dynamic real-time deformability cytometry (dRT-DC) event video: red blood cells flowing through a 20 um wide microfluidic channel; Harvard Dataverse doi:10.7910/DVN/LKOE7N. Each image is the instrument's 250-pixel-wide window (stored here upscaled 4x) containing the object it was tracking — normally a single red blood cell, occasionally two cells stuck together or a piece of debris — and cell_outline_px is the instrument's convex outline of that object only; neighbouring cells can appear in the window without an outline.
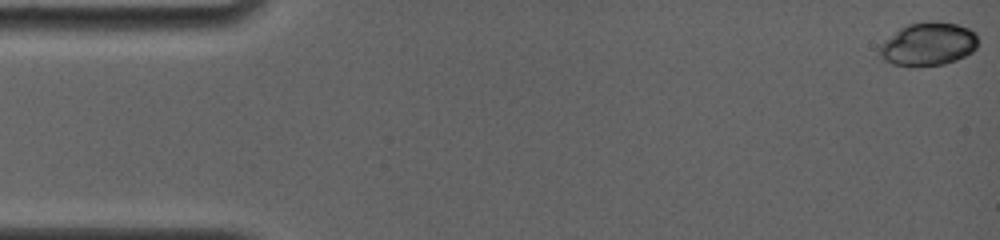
{"species": "common noctule bat (a hibernating species)", "species_latin": "Nyctalus noctula", "temperature_condition": "room temperature", "stored_images_in_passage": 64, "camera_frame_rate_fps": 4000, "um_per_image_px": 0.085, "animal": {"sex": "female", "body_mass_g": 19.0, "forearm_length_mm": 56.7}, "frame": {"image": 1, "passage_image": 1, "time_ms": 0.0, "image_size_px": [1000, 240], "cell_outline_px": [[976, 48], [972, 52], [956, 60], [944, 64], [896, 64], [888, 60], [880, 52], [880, 48], [900, 28], [908, 24], [928, 20], [936, 20], [956, 24], [968, 28], [976, 32]], "centroid_in_image_um": [79.0, 3.69], "position_along_channel_um": 6.0, "area_um2": 23.81}}
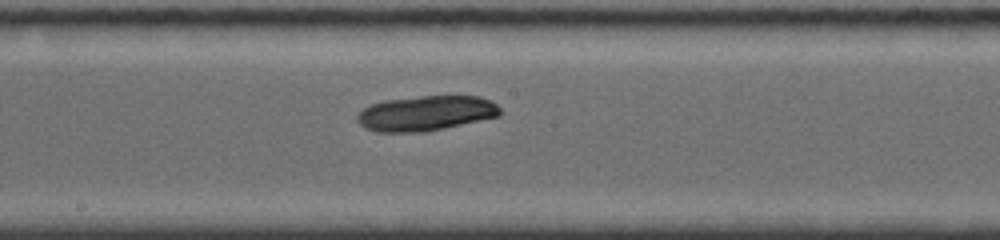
{"frame": {"image": 2, "passage_image": 36, "time_ms": 8.75, "image_size_px": [1000, 240], "cell_outline_px": [[500, 116], [444, 128], [424, 132], [376, 132], [364, 128], [356, 120], [356, 116], [368, 104], [384, 100], [420, 96], [480, 96], [492, 100], [500, 108]], "centroid_in_image_um": [36.18, 9.62], "position_along_channel_um": 212.0, "area_um2": 29.42}}
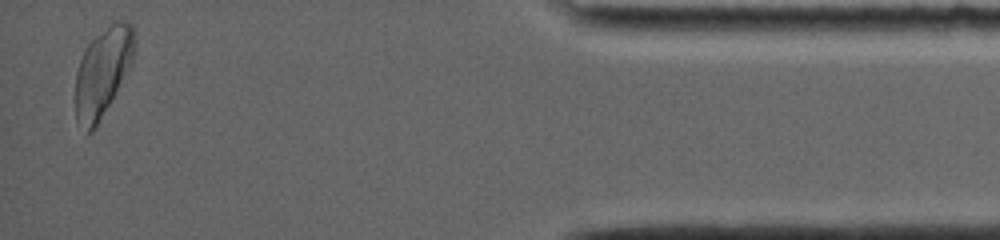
{"frame": {"image": 3, "passage_image": 64, "time_ms": 15.75, "image_size_px": [1000, 240], "cell_outline_px": [[136, 36], [132, 60], [128, 68], [96, 128], [92, 132], [88, 132], [76, 120], [76, 72], [84, 48], [96, 36], [116, 20], [124, 20], [132, 24], [136, 32]], "centroid_in_image_um": [8.73, 6.08], "position_along_channel_um": 426.5, "area_um2": 30.0}, "authors_computed_cell_mechanics": {"area_um2": 28.4954, "velocity_mm_per_s": 3.8675, "shape_relaxation_time_tau1_ms": 2.167, "shape_relaxation_time_tau2_ms": null, "deformation_change_tau1": 0.0347, "deformation_change_tau2": null}}